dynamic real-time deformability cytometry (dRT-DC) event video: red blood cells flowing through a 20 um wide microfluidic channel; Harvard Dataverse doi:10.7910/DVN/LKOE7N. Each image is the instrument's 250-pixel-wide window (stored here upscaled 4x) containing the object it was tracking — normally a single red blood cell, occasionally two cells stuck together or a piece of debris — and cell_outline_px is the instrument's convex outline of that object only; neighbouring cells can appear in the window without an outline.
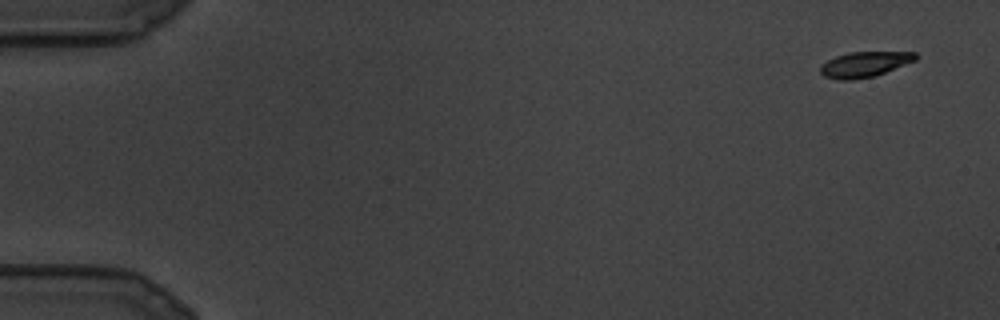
{"species": "common noctule bat (a hibernating species)", "species_latin": "Nyctalus noctula", "temperature_condition": "cold", "stored_images_in_passage": 5, "camera_frame_rate_fps": 3000, "um_per_image_px": 0.085, "animal": {"sex": "male", "body_mass_g": 19.5, "forearm_length_mm": 54.6}, "frame": {"image": 1, "passage_image": 1, "time_ms": 0.0, "image_size_px": [1000, 320], "cell_outline_px": [[916, 60], [876, 76], [852, 80], [840, 80], [824, 76], [820, 72], [820, 64], [836, 56], [848, 52], [916, 52]], "centroid_in_image_um": [73.46, 5.47], "position_along_channel_um": 11.5, "area_um2": 14.1}}